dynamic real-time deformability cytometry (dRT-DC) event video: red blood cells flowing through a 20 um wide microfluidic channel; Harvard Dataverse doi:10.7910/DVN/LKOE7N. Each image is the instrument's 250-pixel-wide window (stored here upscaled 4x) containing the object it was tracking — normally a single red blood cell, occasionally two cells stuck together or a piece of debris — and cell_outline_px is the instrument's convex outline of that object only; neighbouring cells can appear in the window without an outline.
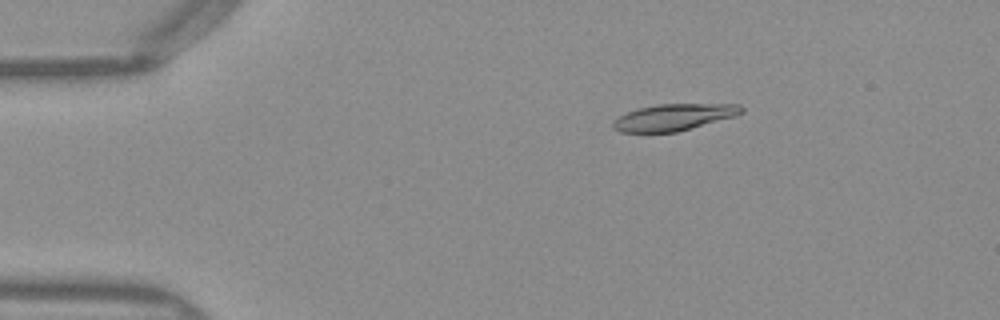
{"species": "Egyptian fruit bat (a non-hibernating species)", "species_latin": "Rousettus aegyptiacus", "temperature_condition": "warm", "stored_images_in_passage": 51, "camera_frame_rate_fps": 3000, "um_per_image_px": 0.085, "frame": {"image": 1, "passage_image": 9, "time_ms": 2.667, "image_size_px": [1000, 320], "cell_outline_px": [[744, 112], [736, 116], [676, 132], [620, 132], [612, 128], [612, 124], [620, 116], [636, 108], [656, 104], [736, 104], [744, 108]], "centroid_in_image_um": [57.28, 9.96], "position_along_channel_um": 27.7, "area_um2": 19.83}}
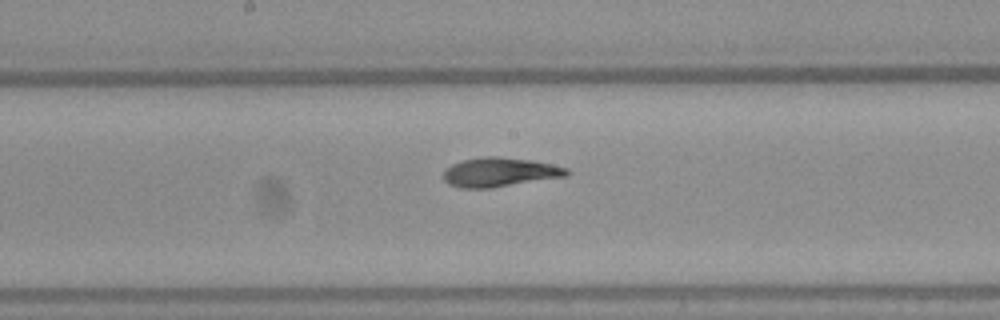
{"frame": {"image": 2, "passage_image": 27, "time_ms": 8.667, "image_size_px": [1000, 320], "cell_outline_px": [[572, 172], [568, 176], [492, 188], [460, 188], [448, 184], [444, 180], [444, 172], [452, 164], [464, 160], [484, 156], [496, 156], [532, 160], [568, 168]], "centroid_in_image_um": [42.51, 14.64], "position_along_channel_um": 205.7, "area_um2": 21.04}}
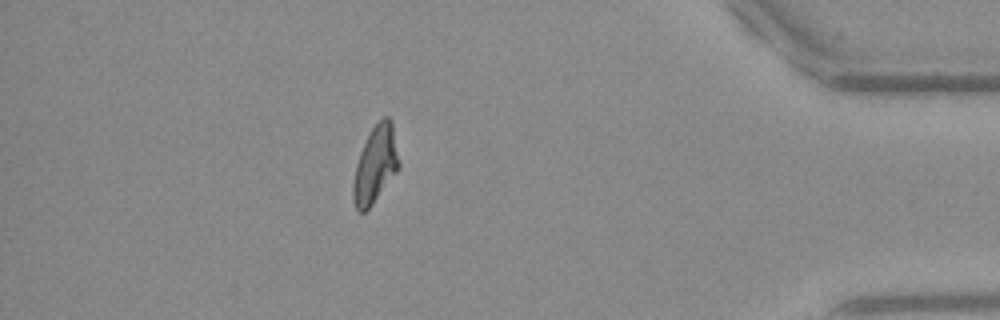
{"frame": {"image": 3, "passage_image": 45, "time_ms": 14.667, "image_size_px": [1000, 320], "cell_outline_px": [[400, 168], [372, 204], [364, 212], [360, 212], [356, 208], [352, 196], [352, 184], [356, 164], [360, 152], [372, 128], [384, 116], [388, 116], [392, 120], [400, 164]], "centroid_in_image_um": [31.91, 13.99], "position_along_channel_um": 403.3, "area_um2": 20.4}, "authors_computed_cell_mechanics": {"area_um2": 20.4034, "velocity_mm_per_s": 4.0099, "shape_relaxation_time_tau1_ms": 5.51, "shape_relaxation_time_tau2_ms": 1.5461, "deformation_change_tau1": 0.2211, "deformation_change_tau2": 0.0827}}